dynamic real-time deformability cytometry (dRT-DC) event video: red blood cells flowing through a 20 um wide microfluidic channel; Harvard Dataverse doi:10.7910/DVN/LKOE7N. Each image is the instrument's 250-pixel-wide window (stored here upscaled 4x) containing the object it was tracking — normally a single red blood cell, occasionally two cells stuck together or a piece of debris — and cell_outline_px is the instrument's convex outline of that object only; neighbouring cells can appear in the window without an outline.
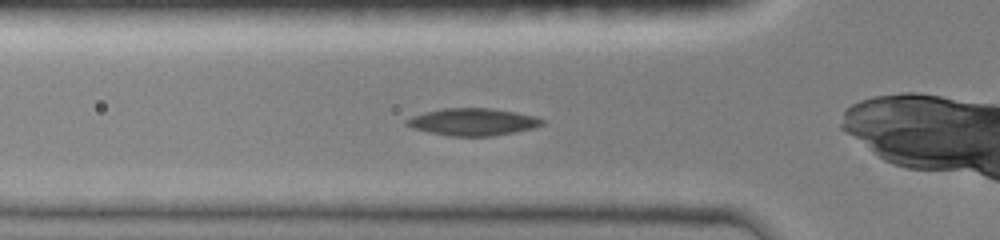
{"species": "common noctule bat (a hibernating species)", "species_latin": "Nyctalus noctula", "temperature_condition": "room temperature", "stored_images_in_passage": 7, "camera_frame_rate_fps": 3000, "um_per_image_px": 0.085, "animal": {"sex": "female", "body_mass_g": 19.0, "forearm_length_mm": 51.5}, "frame": {"image": 1, "passage_image": 4, "time_ms": 1.333, "image_size_px": [1000, 240], "cell_outline_px": [[544, 124], [536, 128], [516, 132], [492, 136], [448, 136], [428, 132], [412, 128], [404, 124], [404, 120], [412, 116], [424, 112], [444, 108], [492, 108], [540, 116], [544, 120]], "centroid_in_image_um": [40.22, 10.36], "position_along_channel_um": 85.6, "area_um2": 21.91}}
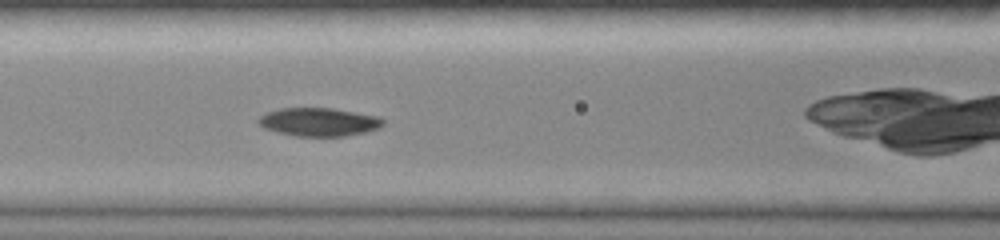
{"frame": {"image": 2, "passage_image": 6, "time_ms": 2.667, "image_size_px": [1000, 240], "cell_outline_px": [[384, 124], [380, 128], [368, 132], [344, 136], [296, 136], [276, 132], [264, 128], [256, 124], [256, 120], [260, 116], [268, 112], [280, 108], [332, 108], [380, 116], [384, 120]], "centroid_in_image_um": [27.11, 10.37], "position_along_channel_um": 139.5, "area_um2": 20.87}}